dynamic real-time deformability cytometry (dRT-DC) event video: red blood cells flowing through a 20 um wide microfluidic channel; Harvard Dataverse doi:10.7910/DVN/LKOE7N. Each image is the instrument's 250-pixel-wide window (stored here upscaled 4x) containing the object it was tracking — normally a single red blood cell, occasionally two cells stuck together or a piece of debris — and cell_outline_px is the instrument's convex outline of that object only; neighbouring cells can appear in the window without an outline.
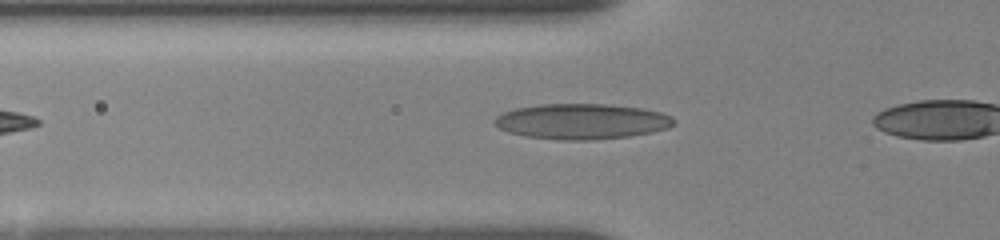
{"species": "human", "species_latin": "Homo sapiens", "temperature_condition": "room temperature", "stored_images_in_passage": 15, "camera_frame_rate_fps": 3000, "um_per_image_px": 0.085, "donor": {"sex": "female"}, "frame": {"image": 1, "passage_image": 4, "time_ms": 1.0, "image_size_px": [1000, 240], "cell_outline_px": [[676, 124], [668, 128], [652, 132], [628, 136], [592, 140], [564, 140], [524, 136], [508, 132], [500, 128], [492, 120], [496, 116], [504, 112], [516, 108], [544, 104], [604, 104], [644, 108], [660, 112], [672, 116], [676, 120]], "centroid_in_image_um": [49.48, 10.32], "position_along_channel_um": 76.3, "area_um2": 37.11}}
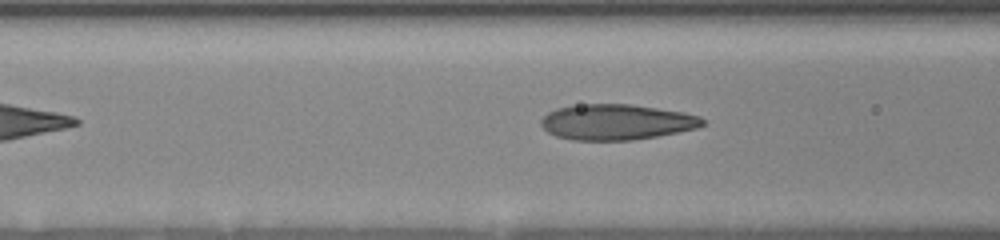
{"frame": {"image": 2, "passage_image": 9, "time_ms": 2.0, "image_size_px": [1000, 240], "cell_outline_px": [[704, 124], [696, 128], [656, 136], [632, 140], [572, 140], [556, 136], [548, 132], [540, 124], [540, 120], [548, 112], [556, 108], [580, 104], [632, 104], [684, 112], [700, 116], [704, 120]], "centroid_in_image_um": [52.38, 10.37], "position_along_channel_um": 114.2, "area_um2": 33.47}}